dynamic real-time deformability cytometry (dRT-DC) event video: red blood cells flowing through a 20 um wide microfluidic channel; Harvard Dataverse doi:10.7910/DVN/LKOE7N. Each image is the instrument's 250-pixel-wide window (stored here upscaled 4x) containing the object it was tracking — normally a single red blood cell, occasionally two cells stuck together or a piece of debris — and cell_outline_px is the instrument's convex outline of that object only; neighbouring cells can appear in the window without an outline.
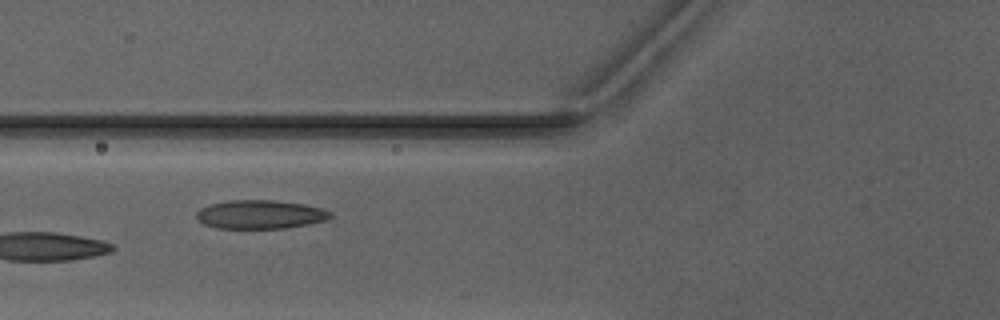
{"species": "Egyptian fruit bat (a non-hibernating species)", "species_latin": "Rousettus aegyptiacus", "temperature_condition": "warm", "stored_images_in_passage": 7, "camera_frame_rate_fps": 3000, "um_per_image_px": 0.085, "animal": {"sex": "male"}, "frame": {"image": 1, "passage_image": 5, "time_ms": 5.667, "image_size_px": [1000, 320], "cell_outline_px": [[332, 216], [328, 220], [288, 228], [216, 228], [204, 224], [196, 220], [196, 212], [200, 208], [212, 204], [228, 200], [272, 200], [304, 204], [320, 208], [332, 212]], "centroid_in_image_um": [22.11, 18.23], "position_along_channel_um": 103.7, "area_um2": 22.48}}
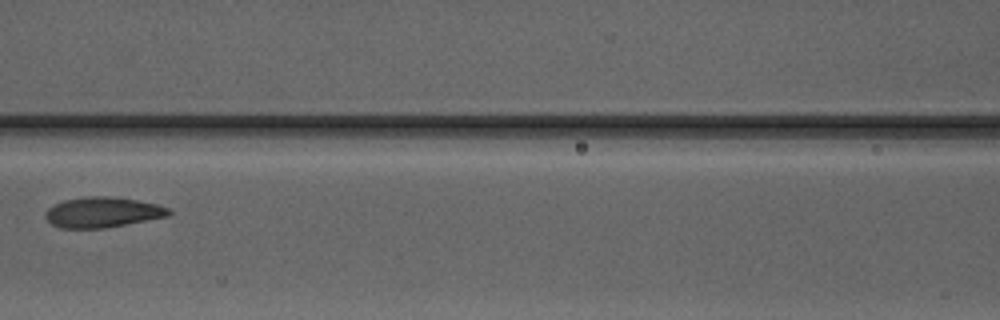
{"frame": {"image": 2, "passage_image": 6, "time_ms": 7.0, "image_size_px": [1000, 320], "cell_outline_px": [[172, 212], [168, 216], [104, 228], [60, 228], [52, 224], [44, 216], [48, 208], [64, 200], [88, 196], [108, 196], [136, 200], [156, 204], [168, 208]], "centroid_in_image_um": [8.7, 18.04], "position_along_channel_um": 157.9, "area_um2": 21.56}}
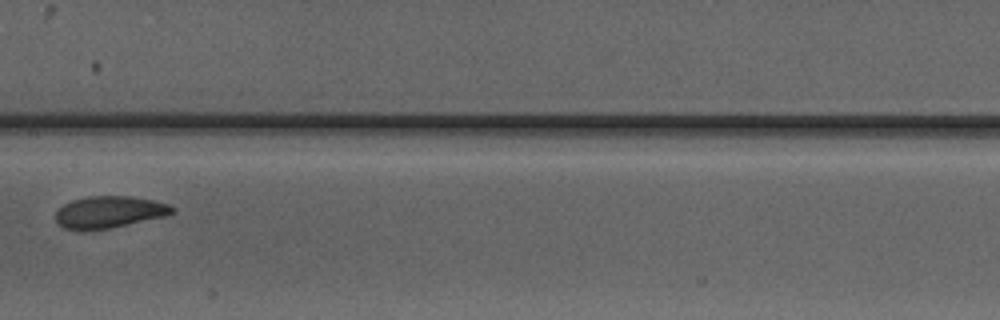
{"frame": {"image": 3, "passage_image": 7, "time_ms": 8.0, "image_size_px": [1000, 320], "cell_outline_px": [[176, 212], [164, 216], [112, 228], [84, 232], [76, 232], [64, 228], [56, 220], [56, 212], [64, 204], [72, 200], [88, 196], [128, 196], [152, 200], [168, 204], [176, 208]], "centroid_in_image_um": [9.26, 18.05], "position_along_channel_um": 198.1, "area_um2": 21.96}}